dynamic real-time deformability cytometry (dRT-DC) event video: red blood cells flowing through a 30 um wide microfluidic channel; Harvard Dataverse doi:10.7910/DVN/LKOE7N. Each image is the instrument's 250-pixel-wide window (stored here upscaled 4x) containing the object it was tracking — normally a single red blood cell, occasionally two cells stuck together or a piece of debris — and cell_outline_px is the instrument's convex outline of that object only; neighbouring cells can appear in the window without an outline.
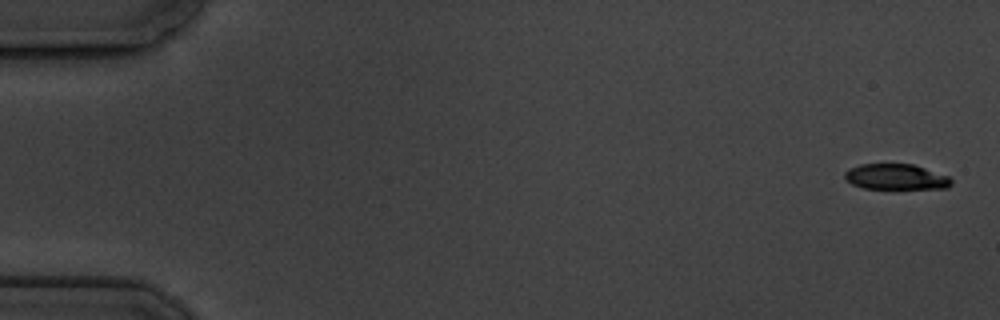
{"species": "common noctule bat (a hibernating species)", "species_latin": "Nyctalus noctula", "temperature_condition": "cold", "stored_images_in_passage": 5, "camera_frame_rate_fps": 3000, "um_per_image_px": 0.085, "animal": {"sex": "male", "body_mass_g": 19.5, "forearm_length_mm": 54.6}, "frame": {"image": 1, "passage_image": 1, "time_ms": 0.0, "image_size_px": [1000, 320], "cell_outline_px": [[952, 184], [948, 188], [864, 188], [852, 184], [844, 176], [844, 172], [860, 164], [912, 164], [948, 176], [952, 180]], "centroid_in_image_um": [76.17, 15.03], "position_along_channel_um": 8.8, "area_um2": 15.61}}
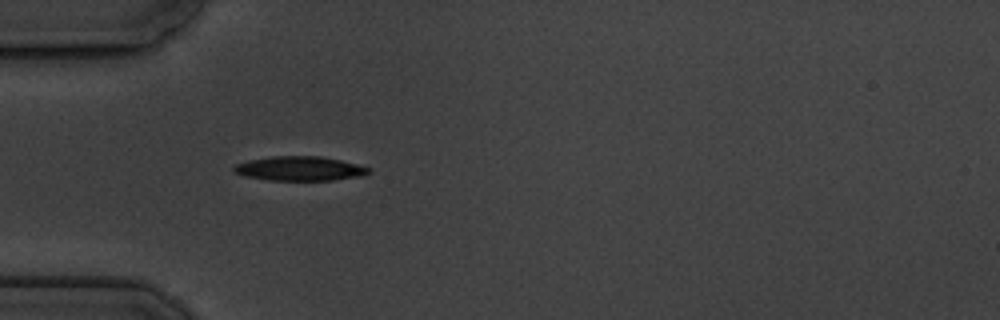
{"frame": {"image": 2, "passage_image": 5, "time_ms": 5.333, "image_size_px": [1000, 320], "cell_outline_px": [[372, 172], [364, 176], [332, 180], [268, 180], [244, 176], [236, 172], [232, 168], [236, 164], [248, 160], [272, 156], [320, 156], [340, 160], [372, 168]], "centroid_in_image_um": [25.52, 14.33], "position_along_channel_um": 59.5, "area_um2": 19.19}}